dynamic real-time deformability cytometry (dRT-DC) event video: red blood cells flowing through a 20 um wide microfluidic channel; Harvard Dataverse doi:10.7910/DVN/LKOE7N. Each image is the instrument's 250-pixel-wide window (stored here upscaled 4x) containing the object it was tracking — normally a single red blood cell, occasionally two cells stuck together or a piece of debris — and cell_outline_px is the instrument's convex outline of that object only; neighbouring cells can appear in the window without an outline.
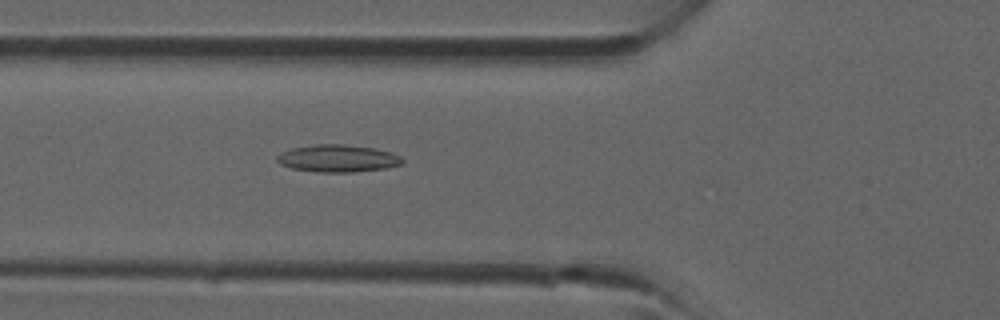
{"species": "common noctule bat (a hibernating species)", "species_latin": "Nyctalus noctula", "temperature_condition": "room temperature", "stored_images_in_passage": 31, "camera_frame_rate_fps": 3000, "um_per_image_px": 0.085, "animal": {"sex": "male", "forearm_length_mm": 52.5}, "frame": {"image": 1, "passage_image": 14, "time_ms": 4.333, "image_size_px": [1000, 320], "cell_outline_px": [[404, 160], [400, 164], [388, 168], [352, 172], [316, 172], [292, 168], [280, 164], [276, 160], [276, 156], [280, 152], [292, 148], [312, 144], [344, 144], [372, 148], [392, 152], [400, 156]], "centroid_in_image_um": [28.69, 13.46], "position_along_channel_um": 97.1, "area_um2": 20.06}}
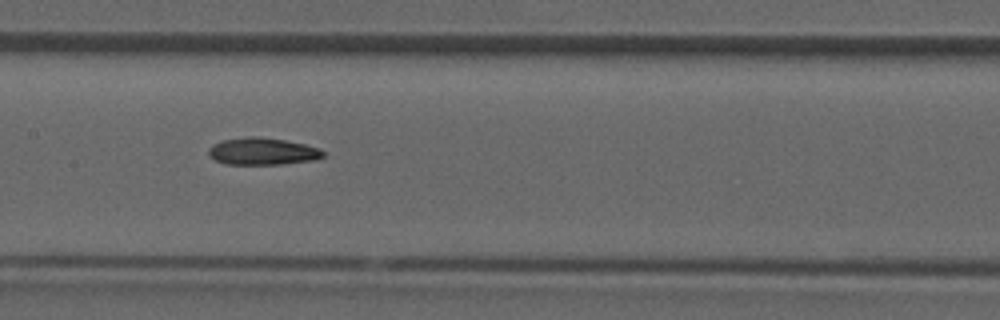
{"frame": {"image": 2, "passage_image": 19, "time_ms": 6.0, "image_size_px": [1000, 320], "cell_outline_px": [[324, 156], [312, 160], [284, 164], [224, 164], [216, 160], [208, 152], [208, 148], [212, 144], [224, 140], [248, 136], [256, 136], [284, 140], [304, 144], [320, 148], [324, 152]], "centroid_in_image_um": [22.31, 12.86], "position_along_channel_um": 185.1, "area_um2": 17.98}}
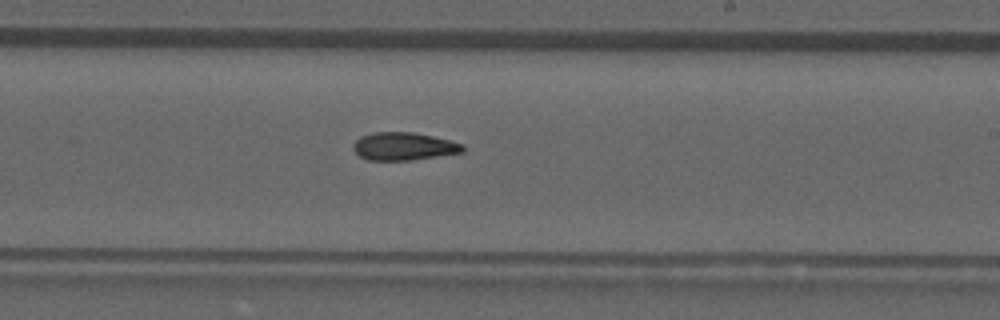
{"frame": {"image": 3, "passage_image": 23, "time_ms": 7.333, "image_size_px": [1000, 320], "cell_outline_px": [[464, 152], [412, 160], [368, 160], [360, 156], [352, 148], [352, 144], [360, 136], [372, 132], [412, 132], [432, 136], [464, 144]], "centroid_in_image_um": [34.3, 12.44], "position_along_channel_um": 254.7, "area_um2": 17.8}}